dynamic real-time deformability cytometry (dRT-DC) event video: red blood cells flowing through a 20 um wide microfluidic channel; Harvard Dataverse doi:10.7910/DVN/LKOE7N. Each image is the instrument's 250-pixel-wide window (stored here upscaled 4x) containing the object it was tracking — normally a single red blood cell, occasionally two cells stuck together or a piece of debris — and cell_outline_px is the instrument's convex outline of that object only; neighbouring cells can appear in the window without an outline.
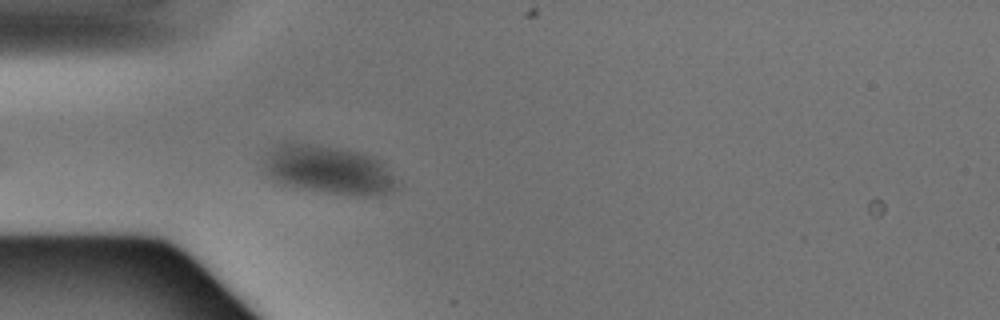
{"species": "Egyptian fruit bat (a non-hibernating species)", "species_latin": "Rousettus aegyptiacus", "temperature_condition": "warm", "stored_images_in_passage": 28, "camera_frame_rate_fps": 3000, "um_per_image_px": 0.085, "animal": {"sex": "male"}, "frame": {"image": 1, "passage_image": 2, "time_ms": 0.333, "image_size_px": [1000, 320], "cell_outline_px": [[396, 188], [388, 192], [376, 196], [356, 196], [272, 184], [264, 180], [260, 168], [264, 152], [276, 144], [284, 140], [288, 140], [360, 152], [372, 156], [380, 160], [396, 184]], "centroid_in_image_um": [27.66, 14.42], "position_along_channel_um": 57.3, "area_um2": 38.96}}
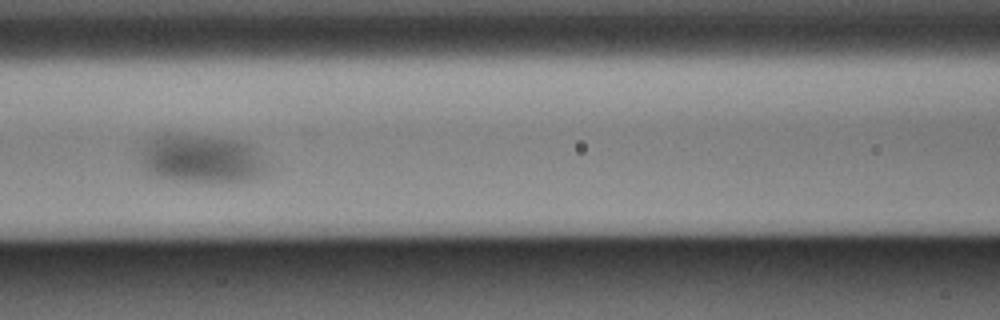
{"frame": {"image": 2, "passage_image": 9, "time_ms": 2.667, "image_size_px": [1000, 320], "cell_outline_px": [[264, 172], [260, 176], [236, 184], [212, 184], [176, 180], [148, 176], [144, 172], [140, 164], [140, 152], [156, 136], [168, 132], [208, 136], [244, 140], [252, 144], [256, 148], [264, 164]], "centroid_in_image_um": [17.1, 13.53], "position_along_channel_um": 149.5, "area_um2": 37.05}}
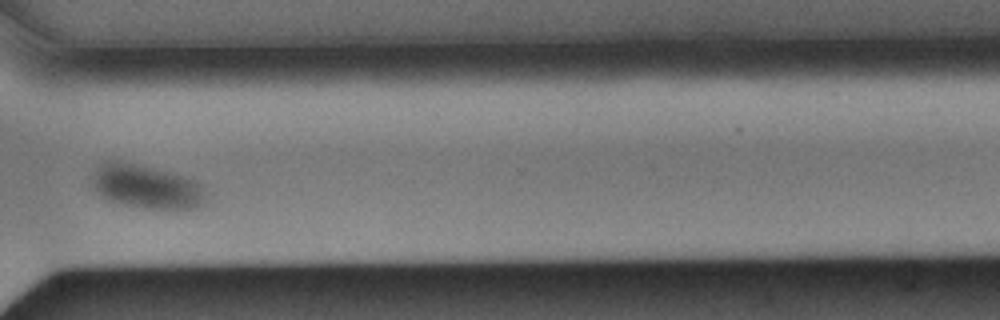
{"frame": {"image": 3, "passage_image": 24, "time_ms": 7.667, "image_size_px": [1000, 320], "cell_outline_px": [[208, 200], [204, 204], [196, 208], [172, 212], [168, 212], [140, 208], [120, 204], [104, 200], [88, 184], [92, 172], [96, 164], [104, 160], [120, 160], [140, 164], [188, 176], [196, 180], [204, 188]], "centroid_in_image_um": [12.41, 15.89], "position_along_channel_um": 358.2, "area_um2": 31.33}}